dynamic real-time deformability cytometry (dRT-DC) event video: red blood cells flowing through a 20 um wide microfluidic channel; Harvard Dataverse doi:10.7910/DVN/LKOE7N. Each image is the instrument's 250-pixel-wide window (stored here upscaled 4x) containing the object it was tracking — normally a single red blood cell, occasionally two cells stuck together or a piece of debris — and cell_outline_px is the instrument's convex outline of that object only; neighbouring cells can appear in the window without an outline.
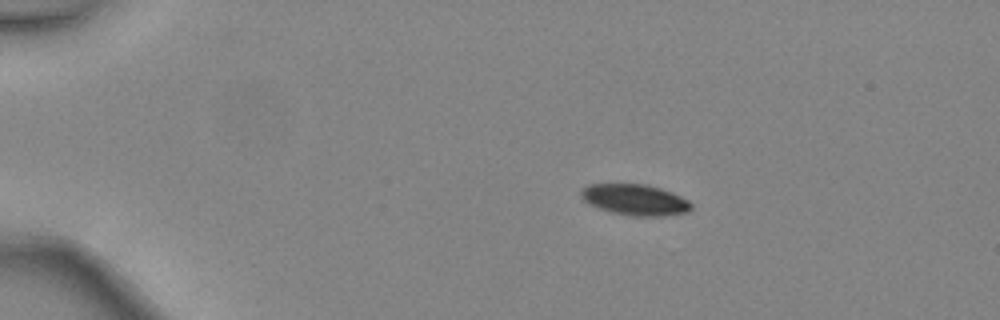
{"species": "common noctule bat (a hibernating species)", "species_latin": "Nyctalus noctula", "temperature_condition": "warm", "stored_images_in_passage": 3, "camera_frame_rate_fps": 3000, "um_per_image_px": 0.085, "animal": {"sex": "female", "body_mass_g": 24.6, "forearm_length_mm": 56.2}, "frame": {"image": 1, "passage_image": 2, "time_ms": 0.333, "image_size_px": [1000, 320], "cell_outline_px": [[692, 208], [688, 212], [664, 216], [632, 216], [612, 212], [588, 204], [580, 196], [580, 192], [588, 184], [648, 184], [672, 192], [688, 200], [692, 204]], "centroid_in_image_um": [53.99, 16.98], "position_along_channel_um": 31.0, "area_um2": 19.94}}